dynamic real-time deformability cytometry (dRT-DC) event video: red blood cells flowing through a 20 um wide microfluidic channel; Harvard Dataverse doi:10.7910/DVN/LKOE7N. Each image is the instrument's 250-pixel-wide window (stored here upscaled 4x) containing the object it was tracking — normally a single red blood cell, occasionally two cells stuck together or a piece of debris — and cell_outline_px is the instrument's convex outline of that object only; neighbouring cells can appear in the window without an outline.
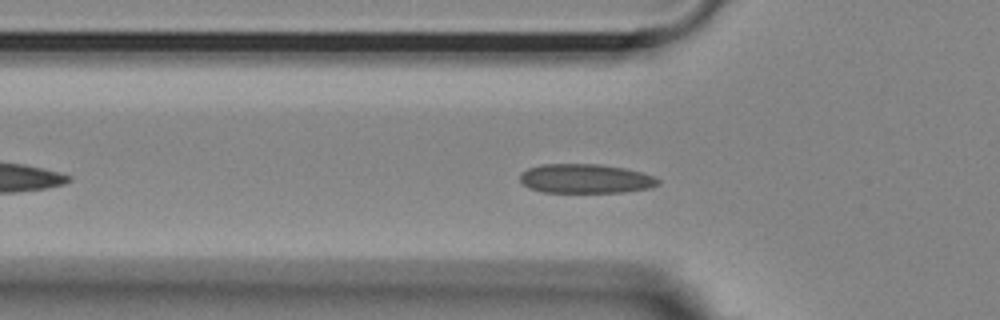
{"species": "Egyptian fruit bat (a non-hibernating species)", "species_latin": "Rousettus aegyptiacus", "temperature_condition": "room temperature", "stored_images_in_passage": 44, "camera_frame_rate_fps": 3000, "um_per_image_px": 0.085, "animal": {"sex": "female"}, "frame": {"image": 1, "passage_image": 10, "time_ms": 3.0, "image_size_px": [1000, 320], "cell_outline_px": [[660, 184], [652, 188], [624, 192], [544, 192], [528, 188], [520, 180], [520, 172], [528, 168], [540, 164], [600, 164], [624, 168], [656, 176], [660, 180]], "centroid_in_image_um": [49.79, 15.18], "position_along_channel_um": 76.0, "area_um2": 23.76}}
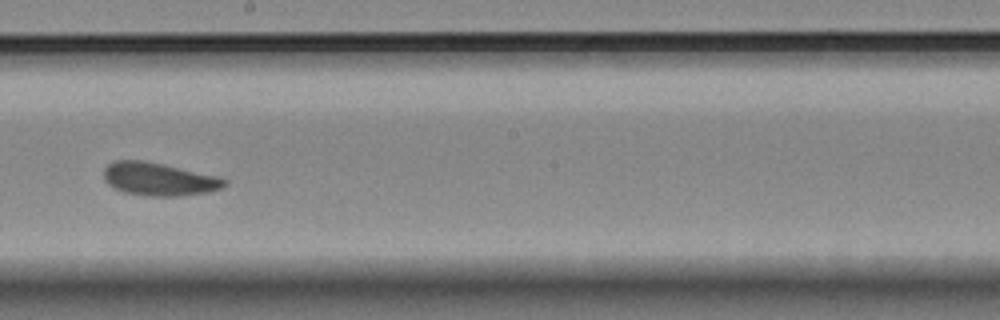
{"frame": {"image": 2, "passage_image": 23, "time_ms": 7.333, "image_size_px": [1000, 320], "cell_outline_px": [[228, 184], [220, 188], [208, 192], [180, 196], [148, 196], [124, 192], [108, 184], [104, 180], [104, 168], [108, 164], [116, 160], [144, 160], [216, 176], [228, 180]], "centroid_in_image_um": [13.49, 15.23], "position_along_channel_um": 234.7, "area_um2": 23.06}}
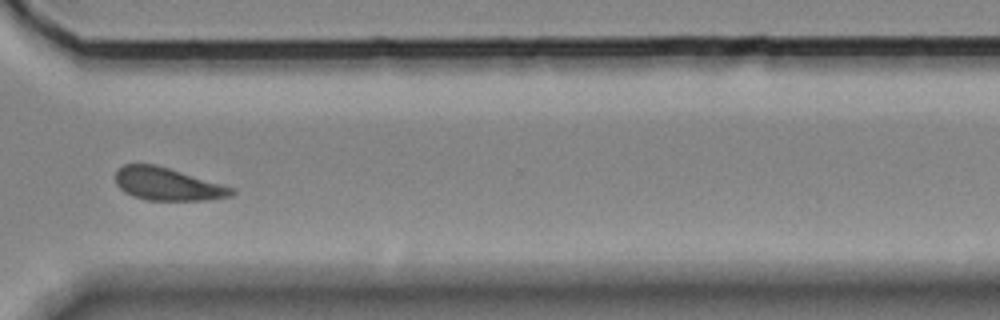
{"frame": {"image": 3, "passage_image": 33, "time_ms": 10.667, "image_size_px": [1000, 320], "cell_outline_px": [[236, 192], [232, 196], [212, 200], [144, 200], [132, 196], [124, 192], [116, 184], [116, 172], [124, 164], [156, 164], [236, 188]], "centroid_in_image_um": [14.28, 15.66], "position_along_channel_um": 356.3, "area_um2": 22.37}, "authors_computed_cell_mechanics": {"area_um2": 22.6576, "velocity_mm_per_s": 3.6435, "shape_relaxation_time_tau1_ms": 3.494, "shape_relaxation_time_tau2_ms": 2.7842, "deformation_change_tau1": 0.0897, "deformation_change_tau2": 0.0685}}